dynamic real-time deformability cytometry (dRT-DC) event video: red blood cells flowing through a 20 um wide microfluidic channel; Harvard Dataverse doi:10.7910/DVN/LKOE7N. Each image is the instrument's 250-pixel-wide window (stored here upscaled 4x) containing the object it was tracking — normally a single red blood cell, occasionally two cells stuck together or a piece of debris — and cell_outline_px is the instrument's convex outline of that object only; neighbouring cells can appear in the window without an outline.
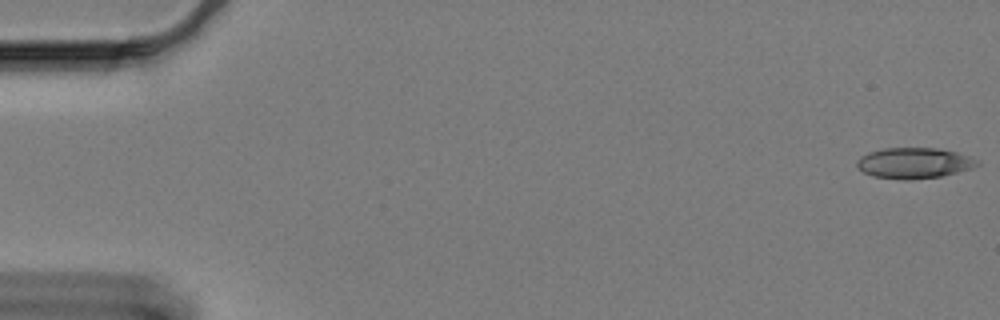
{"species": "Egyptian fruit bat (a non-hibernating species)", "species_latin": "Rousettus aegyptiacus", "temperature_condition": "cold", "stored_images_in_passage": 16, "camera_frame_rate_fps": 3000, "um_per_image_px": 0.085, "animal": {"sex": "female"}, "frame": {"image": 1, "passage_image": 1, "time_ms": 0.0, "image_size_px": [1000, 320], "cell_outline_px": [[980, 164], [972, 168], [940, 176], [908, 180], [872, 176], [856, 168], [856, 160], [860, 156], [868, 152], [884, 148], [936, 148], [956, 152], [980, 160]], "centroid_in_image_um": [77.66, 13.85], "position_along_channel_um": 7.3, "area_um2": 21.56}}
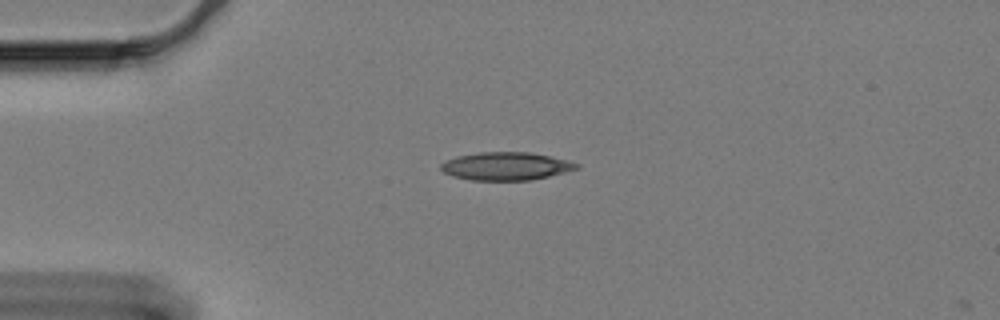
{"frame": {"image": 2, "passage_image": 15, "time_ms": 4.667, "image_size_px": [1000, 320], "cell_outline_px": [[580, 168], [532, 180], [472, 180], [452, 176], [444, 172], [440, 168], [440, 164], [444, 160], [456, 156], [480, 152], [528, 152], [548, 156], [580, 164]], "centroid_in_image_um": [42.95, 14.12], "position_along_channel_um": 42.0, "area_um2": 22.02}}